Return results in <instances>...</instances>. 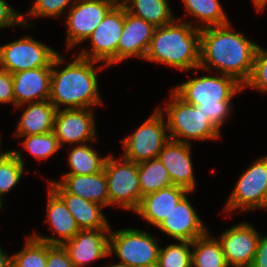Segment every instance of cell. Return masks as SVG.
Masks as SVG:
<instances>
[{"mask_svg":"<svg viewBox=\"0 0 267 267\" xmlns=\"http://www.w3.org/2000/svg\"><path fill=\"white\" fill-rule=\"evenodd\" d=\"M230 22L200 29L199 69L213 67L233 77L242 86L250 78L258 44L243 33L234 32Z\"/></svg>","mask_w":267,"mask_h":267,"instance_id":"cell-1","label":"cell"},{"mask_svg":"<svg viewBox=\"0 0 267 267\" xmlns=\"http://www.w3.org/2000/svg\"><path fill=\"white\" fill-rule=\"evenodd\" d=\"M62 57L58 54L52 62L49 101L56 110H60L61 105L66 106L65 109H93L97 105H103L98 90L97 72L106 65L95 68L96 61L77 55L62 70L55 69L65 62Z\"/></svg>","mask_w":267,"mask_h":267,"instance_id":"cell-2","label":"cell"},{"mask_svg":"<svg viewBox=\"0 0 267 267\" xmlns=\"http://www.w3.org/2000/svg\"><path fill=\"white\" fill-rule=\"evenodd\" d=\"M156 27L145 60L169 65L181 71L200 65V29L181 20Z\"/></svg>","mask_w":267,"mask_h":267,"instance_id":"cell-3","label":"cell"},{"mask_svg":"<svg viewBox=\"0 0 267 267\" xmlns=\"http://www.w3.org/2000/svg\"><path fill=\"white\" fill-rule=\"evenodd\" d=\"M243 86L233 77L219 73V76H200L182 82L173 91L186 103L196 106L220 130L231 114V100Z\"/></svg>","mask_w":267,"mask_h":267,"instance_id":"cell-4","label":"cell"},{"mask_svg":"<svg viewBox=\"0 0 267 267\" xmlns=\"http://www.w3.org/2000/svg\"><path fill=\"white\" fill-rule=\"evenodd\" d=\"M171 101L167 103L163 114L167 113V128L169 139L189 143V140L220 139L221 131L196 106L186 103L173 90Z\"/></svg>","mask_w":267,"mask_h":267,"instance_id":"cell-5","label":"cell"},{"mask_svg":"<svg viewBox=\"0 0 267 267\" xmlns=\"http://www.w3.org/2000/svg\"><path fill=\"white\" fill-rule=\"evenodd\" d=\"M104 173L107 182L109 205H116L133 212L139 207L141 191L139 185L138 163L124 157L115 159L108 155Z\"/></svg>","mask_w":267,"mask_h":267,"instance_id":"cell-6","label":"cell"},{"mask_svg":"<svg viewBox=\"0 0 267 267\" xmlns=\"http://www.w3.org/2000/svg\"><path fill=\"white\" fill-rule=\"evenodd\" d=\"M160 245L155 237L140 229L125 228L111 231L109 255L117 256L119 262L131 267H156Z\"/></svg>","mask_w":267,"mask_h":267,"instance_id":"cell-7","label":"cell"},{"mask_svg":"<svg viewBox=\"0 0 267 267\" xmlns=\"http://www.w3.org/2000/svg\"><path fill=\"white\" fill-rule=\"evenodd\" d=\"M158 108L130 136L122 140L123 157L135 163L157 158L169 140L167 124Z\"/></svg>","mask_w":267,"mask_h":267,"instance_id":"cell-8","label":"cell"},{"mask_svg":"<svg viewBox=\"0 0 267 267\" xmlns=\"http://www.w3.org/2000/svg\"><path fill=\"white\" fill-rule=\"evenodd\" d=\"M259 208L267 209V155L255 160L241 174L223 211L249 212Z\"/></svg>","mask_w":267,"mask_h":267,"instance_id":"cell-9","label":"cell"},{"mask_svg":"<svg viewBox=\"0 0 267 267\" xmlns=\"http://www.w3.org/2000/svg\"><path fill=\"white\" fill-rule=\"evenodd\" d=\"M125 21V6L117 2L105 15L88 40L92 42L91 51L82 50L78 56L108 66L117 63V48Z\"/></svg>","mask_w":267,"mask_h":267,"instance_id":"cell-10","label":"cell"},{"mask_svg":"<svg viewBox=\"0 0 267 267\" xmlns=\"http://www.w3.org/2000/svg\"><path fill=\"white\" fill-rule=\"evenodd\" d=\"M58 52L31 36L0 46V68L11 74L40 67H52Z\"/></svg>","mask_w":267,"mask_h":267,"instance_id":"cell-11","label":"cell"},{"mask_svg":"<svg viewBox=\"0 0 267 267\" xmlns=\"http://www.w3.org/2000/svg\"><path fill=\"white\" fill-rule=\"evenodd\" d=\"M116 3L115 0H75L65 18L66 50L85 42Z\"/></svg>","mask_w":267,"mask_h":267,"instance_id":"cell-12","label":"cell"},{"mask_svg":"<svg viewBox=\"0 0 267 267\" xmlns=\"http://www.w3.org/2000/svg\"><path fill=\"white\" fill-rule=\"evenodd\" d=\"M91 108L56 110L53 133L62 148L65 144L81 145L96 141V126Z\"/></svg>","mask_w":267,"mask_h":267,"instance_id":"cell-13","label":"cell"},{"mask_svg":"<svg viewBox=\"0 0 267 267\" xmlns=\"http://www.w3.org/2000/svg\"><path fill=\"white\" fill-rule=\"evenodd\" d=\"M259 233L253 225L240 222L217 237L229 267H251L261 236Z\"/></svg>","mask_w":267,"mask_h":267,"instance_id":"cell-14","label":"cell"},{"mask_svg":"<svg viewBox=\"0 0 267 267\" xmlns=\"http://www.w3.org/2000/svg\"><path fill=\"white\" fill-rule=\"evenodd\" d=\"M110 229L80 230L63 247L67 250L74 267H87L95 260L109 255Z\"/></svg>","mask_w":267,"mask_h":267,"instance_id":"cell-15","label":"cell"},{"mask_svg":"<svg viewBox=\"0 0 267 267\" xmlns=\"http://www.w3.org/2000/svg\"><path fill=\"white\" fill-rule=\"evenodd\" d=\"M185 195L157 226L176 241L192 242L203 236L207 228Z\"/></svg>","mask_w":267,"mask_h":267,"instance_id":"cell-16","label":"cell"},{"mask_svg":"<svg viewBox=\"0 0 267 267\" xmlns=\"http://www.w3.org/2000/svg\"><path fill=\"white\" fill-rule=\"evenodd\" d=\"M191 143L169 139L158 158L166 167L173 184L186 188L189 192L196 189V179L191 159Z\"/></svg>","mask_w":267,"mask_h":267,"instance_id":"cell-17","label":"cell"},{"mask_svg":"<svg viewBox=\"0 0 267 267\" xmlns=\"http://www.w3.org/2000/svg\"><path fill=\"white\" fill-rule=\"evenodd\" d=\"M156 27L125 8V21L117 48V63L130 57L145 59Z\"/></svg>","mask_w":267,"mask_h":267,"instance_id":"cell-18","label":"cell"},{"mask_svg":"<svg viewBox=\"0 0 267 267\" xmlns=\"http://www.w3.org/2000/svg\"><path fill=\"white\" fill-rule=\"evenodd\" d=\"M52 67L28 69L12 74L15 110L27 103L49 100Z\"/></svg>","mask_w":267,"mask_h":267,"instance_id":"cell-19","label":"cell"},{"mask_svg":"<svg viewBox=\"0 0 267 267\" xmlns=\"http://www.w3.org/2000/svg\"><path fill=\"white\" fill-rule=\"evenodd\" d=\"M49 185L64 201L80 230L110 229L102 213L104 206L68 193L58 182H49Z\"/></svg>","mask_w":267,"mask_h":267,"instance_id":"cell-20","label":"cell"},{"mask_svg":"<svg viewBox=\"0 0 267 267\" xmlns=\"http://www.w3.org/2000/svg\"><path fill=\"white\" fill-rule=\"evenodd\" d=\"M47 199L45 222L50 224L49 229L53 230V234L55 233L58 237H46L36 233L32 236L50 245H63L66 241L71 240L80 231V228L64 201L51 188H49Z\"/></svg>","mask_w":267,"mask_h":267,"instance_id":"cell-21","label":"cell"},{"mask_svg":"<svg viewBox=\"0 0 267 267\" xmlns=\"http://www.w3.org/2000/svg\"><path fill=\"white\" fill-rule=\"evenodd\" d=\"M186 188L169 186L141 198L139 207L134 211L150 225L158 226L173 210L175 205L187 194Z\"/></svg>","mask_w":267,"mask_h":267,"instance_id":"cell-22","label":"cell"},{"mask_svg":"<svg viewBox=\"0 0 267 267\" xmlns=\"http://www.w3.org/2000/svg\"><path fill=\"white\" fill-rule=\"evenodd\" d=\"M58 182L68 193L85 200L109 206V196L104 170L90 175H63Z\"/></svg>","mask_w":267,"mask_h":267,"instance_id":"cell-23","label":"cell"},{"mask_svg":"<svg viewBox=\"0 0 267 267\" xmlns=\"http://www.w3.org/2000/svg\"><path fill=\"white\" fill-rule=\"evenodd\" d=\"M18 121L15 136L46 134L53 131L55 106L49 101L27 103Z\"/></svg>","mask_w":267,"mask_h":267,"instance_id":"cell-24","label":"cell"},{"mask_svg":"<svg viewBox=\"0 0 267 267\" xmlns=\"http://www.w3.org/2000/svg\"><path fill=\"white\" fill-rule=\"evenodd\" d=\"M121 3L128 13L148 21L155 27L175 20L168 0H123Z\"/></svg>","mask_w":267,"mask_h":267,"instance_id":"cell-25","label":"cell"},{"mask_svg":"<svg viewBox=\"0 0 267 267\" xmlns=\"http://www.w3.org/2000/svg\"><path fill=\"white\" fill-rule=\"evenodd\" d=\"M209 231L191 242V267H229L219 240Z\"/></svg>","mask_w":267,"mask_h":267,"instance_id":"cell-26","label":"cell"},{"mask_svg":"<svg viewBox=\"0 0 267 267\" xmlns=\"http://www.w3.org/2000/svg\"><path fill=\"white\" fill-rule=\"evenodd\" d=\"M141 198L160 189L174 186L166 167L159 158L138 163Z\"/></svg>","mask_w":267,"mask_h":267,"instance_id":"cell-27","label":"cell"},{"mask_svg":"<svg viewBox=\"0 0 267 267\" xmlns=\"http://www.w3.org/2000/svg\"><path fill=\"white\" fill-rule=\"evenodd\" d=\"M68 164L71 170L64 175H90L104 170L108 155L100 158L99 152L86 144L71 148Z\"/></svg>","mask_w":267,"mask_h":267,"instance_id":"cell-28","label":"cell"},{"mask_svg":"<svg viewBox=\"0 0 267 267\" xmlns=\"http://www.w3.org/2000/svg\"><path fill=\"white\" fill-rule=\"evenodd\" d=\"M189 15L201 22V28L225 25L229 23L219 0H181Z\"/></svg>","mask_w":267,"mask_h":267,"instance_id":"cell-29","label":"cell"},{"mask_svg":"<svg viewBox=\"0 0 267 267\" xmlns=\"http://www.w3.org/2000/svg\"><path fill=\"white\" fill-rule=\"evenodd\" d=\"M47 243L34 238L26 237L22 250L12 255V267H46Z\"/></svg>","mask_w":267,"mask_h":267,"instance_id":"cell-30","label":"cell"},{"mask_svg":"<svg viewBox=\"0 0 267 267\" xmlns=\"http://www.w3.org/2000/svg\"><path fill=\"white\" fill-rule=\"evenodd\" d=\"M24 158L20 150L12 152L0 164V198L14 188L24 172Z\"/></svg>","mask_w":267,"mask_h":267,"instance_id":"cell-31","label":"cell"},{"mask_svg":"<svg viewBox=\"0 0 267 267\" xmlns=\"http://www.w3.org/2000/svg\"><path fill=\"white\" fill-rule=\"evenodd\" d=\"M16 137H24V141L21 142L23 145L22 147L38 160L48 159L61 148L53 131L40 135Z\"/></svg>","mask_w":267,"mask_h":267,"instance_id":"cell-32","label":"cell"},{"mask_svg":"<svg viewBox=\"0 0 267 267\" xmlns=\"http://www.w3.org/2000/svg\"><path fill=\"white\" fill-rule=\"evenodd\" d=\"M159 249L156 267H191V242L177 241Z\"/></svg>","mask_w":267,"mask_h":267,"instance_id":"cell-33","label":"cell"},{"mask_svg":"<svg viewBox=\"0 0 267 267\" xmlns=\"http://www.w3.org/2000/svg\"><path fill=\"white\" fill-rule=\"evenodd\" d=\"M244 87H251L263 93L267 92V50L260 46L255 54L250 78L244 84L243 89Z\"/></svg>","mask_w":267,"mask_h":267,"instance_id":"cell-34","label":"cell"},{"mask_svg":"<svg viewBox=\"0 0 267 267\" xmlns=\"http://www.w3.org/2000/svg\"><path fill=\"white\" fill-rule=\"evenodd\" d=\"M75 0H35L29 14L32 17H59L67 7H71Z\"/></svg>","mask_w":267,"mask_h":267,"instance_id":"cell-35","label":"cell"},{"mask_svg":"<svg viewBox=\"0 0 267 267\" xmlns=\"http://www.w3.org/2000/svg\"><path fill=\"white\" fill-rule=\"evenodd\" d=\"M29 24V18L16 12L5 0H0V29L14 26L30 27Z\"/></svg>","mask_w":267,"mask_h":267,"instance_id":"cell-36","label":"cell"},{"mask_svg":"<svg viewBox=\"0 0 267 267\" xmlns=\"http://www.w3.org/2000/svg\"><path fill=\"white\" fill-rule=\"evenodd\" d=\"M46 267H74L67 250L63 245H50L47 243Z\"/></svg>","mask_w":267,"mask_h":267,"instance_id":"cell-37","label":"cell"},{"mask_svg":"<svg viewBox=\"0 0 267 267\" xmlns=\"http://www.w3.org/2000/svg\"><path fill=\"white\" fill-rule=\"evenodd\" d=\"M0 103H11L15 106L13 76L10 72L0 68Z\"/></svg>","mask_w":267,"mask_h":267,"instance_id":"cell-38","label":"cell"},{"mask_svg":"<svg viewBox=\"0 0 267 267\" xmlns=\"http://www.w3.org/2000/svg\"><path fill=\"white\" fill-rule=\"evenodd\" d=\"M251 267H267V235L260 236Z\"/></svg>","mask_w":267,"mask_h":267,"instance_id":"cell-39","label":"cell"},{"mask_svg":"<svg viewBox=\"0 0 267 267\" xmlns=\"http://www.w3.org/2000/svg\"><path fill=\"white\" fill-rule=\"evenodd\" d=\"M0 267H12V256L6 254L0 247Z\"/></svg>","mask_w":267,"mask_h":267,"instance_id":"cell-40","label":"cell"},{"mask_svg":"<svg viewBox=\"0 0 267 267\" xmlns=\"http://www.w3.org/2000/svg\"><path fill=\"white\" fill-rule=\"evenodd\" d=\"M252 2L258 12L263 11L267 5V0H252Z\"/></svg>","mask_w":267,"mask_h":267,"instance_id":"cell-41","label":"cell"},{"mask_svg":"<svg viewBox=\"0 0 267 267\" xmlns=\"http://www.w3.org/2000/svg\"><path fill=\"white\" fill-rule=\"evenodd\" d=\"M1 139V136H0ZM0 145H1V140H0ZM1 147V146H0ZM12 152L11 151H5L4 153L1 152V148H0V164L3 162V160Z\"/></svg>","mask_w":267,"mask_h":267,"instance_id":"cell-42","label":"cell"},{"mask_svg":"<svg viewBox=\"0 0 267 267\" xmlns=\"http://www.w3.org/2000/svg\"><path fill=\"white\" fill-rule=\"evenodd\" d=\"M107 267H131V266L126 263L117 262L116 264H112L111 266H107Z\"/></svg>","mask_w":267,"mask_h":267,"instance_id":"cell-43","label":"cell"},{"mask_svg":"<svg viewBox=\"0 0 267 267\" xmlns=\"http://www.w3.org/2000/svg\"><path fill=\"white\" fill-rule=\"evenodd\" d=\"M2 200H3V199L0 198V210H1V207H2V203H3Z\"/></svg>","mask_w":267,"mask_h":267,"instance_id":"cell-44","label":"cell"}]
</instances>
